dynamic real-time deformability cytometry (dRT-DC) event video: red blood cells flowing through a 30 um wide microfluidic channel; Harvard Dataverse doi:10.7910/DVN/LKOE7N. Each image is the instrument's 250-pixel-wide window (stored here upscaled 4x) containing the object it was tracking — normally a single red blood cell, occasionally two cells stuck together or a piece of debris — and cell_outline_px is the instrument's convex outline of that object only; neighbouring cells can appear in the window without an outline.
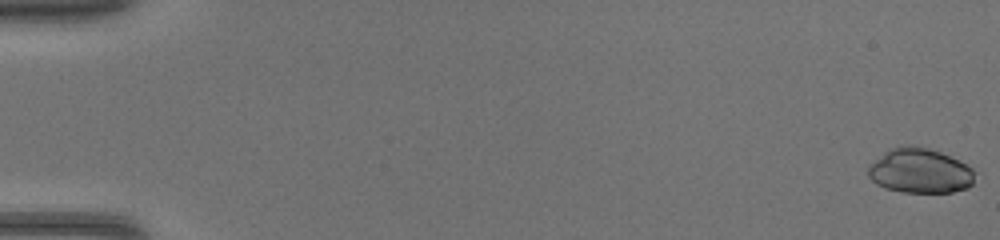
{"species": "common noctule bat (a hibernating species)", "species_latin": "Nyctalus noctula", "temperature_condition": "warm", "stored_images_in_passage": 47, "camera_frame_rate_fps": 3000, "um_per_image_px": 0.085, "animal": {"sex": "female", "body_mass_g": 17.0, "forearm_length_mm": 48.0}, "frame": {"image": 1, "passage_image": 1, "time_ms": 0.0, "image_size_px": [1000, 240], "cell_outline_px": [[972, 184], [968, 188], [952, 192], [900, 192], [884, 188], [876, 184], [868, 176], [868, 164], [884, 152], [892, 148], [928, 148], [940, 152], [972, 168]], "centroid_in_image_um": [78.14, 14.56], "position_along_channel_um": 6.9, "area_um2": 27.17}}
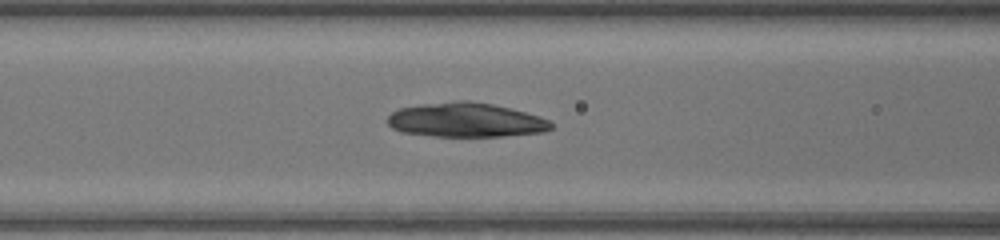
{"frame": {"image": 2, "passage_image": 21, "time_ms": 6.667, "image_size_px": [1000, 240], "cell_outline_px": [[552, 128], [544, 132], [504, 136], [436, 136], [400, 132], [392, 128], [388, 124], [388, 116], [392, 112], [400, 108], [420, 104], [460, 100], [468, 100], [492, 104], [540, 116], [548, 120], [552, 124]], "centroid_in_image_um": [39.58, 10.2], "position_along_channel_um": 127.0, "area_um2": 32.66}}
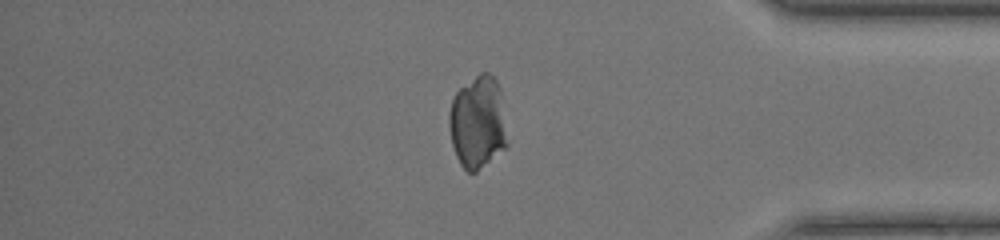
{"frame": {"image": 3, "passage_image": 40, "time_ms": 13.0, "image_size_px": [1000, 240], "cell_outline_px": [[508, 144], [504, 148], [476, 172], [468, 172], [460, 164], [456, 156], [452, 144], [448, 124], [448, 112], [452, 100], [456, 92], [460, 88], [480, 72], [488, 72], [496, 80], [500, 88]], "centroid_in_image_um": [40.59, 10.39], "position_along_channel_um": 394.6, "area_um2": 31.39}}